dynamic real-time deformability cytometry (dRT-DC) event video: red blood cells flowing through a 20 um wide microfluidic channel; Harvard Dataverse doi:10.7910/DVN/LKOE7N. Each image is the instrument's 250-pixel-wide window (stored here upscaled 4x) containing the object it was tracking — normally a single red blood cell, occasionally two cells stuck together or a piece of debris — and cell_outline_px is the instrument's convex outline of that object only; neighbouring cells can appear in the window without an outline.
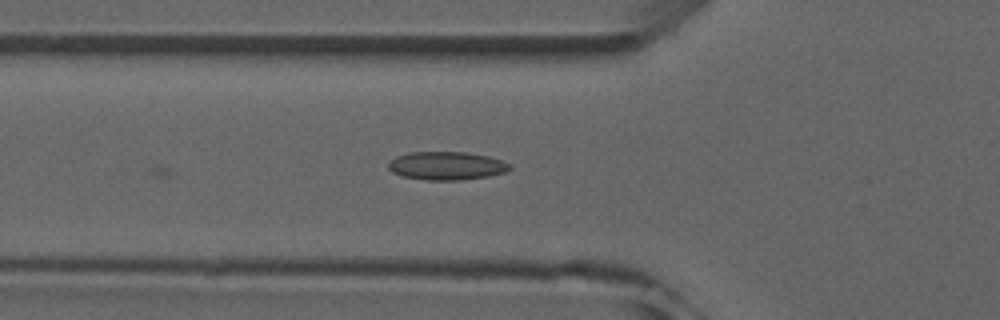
{"species": "common noctule bat (a hibernating species)", "species_latin": "Nyctalus noctula", "temperature_condition": "room temperature", "stored_images_in_passage": 9, "camera_frame_rate_fps": 3000, "um_per_image_px": 0.085, "animal": {"sex": "male", "forearm_length_mm": 52.5}, "frame": {"image": 1, "passage_image": 9, "time_ms": 9.0, "image_size_px": [1000, 320], "cell_outline_px": [[512, 168], [504, 172], [488, 176], [460, 180], [424, 180], [404, 176], [392, 172], [388, 168], [388, 164], [396, 156], [408, 152], [464, 152], [488, 156], [512, 164]], "centroid_in_image_um": [37.96, 14.09], "position_along_channel_um": 87.8, "area_um2": 19.94}}